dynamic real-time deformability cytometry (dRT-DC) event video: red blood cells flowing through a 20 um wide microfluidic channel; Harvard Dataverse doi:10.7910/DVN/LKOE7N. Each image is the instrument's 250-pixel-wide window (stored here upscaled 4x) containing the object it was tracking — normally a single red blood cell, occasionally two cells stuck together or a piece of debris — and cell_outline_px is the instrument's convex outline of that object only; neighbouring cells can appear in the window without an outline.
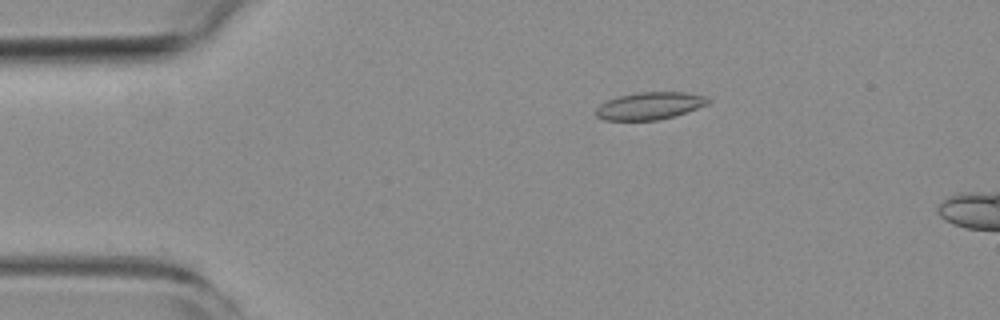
{"species": "common noctule bat (a hibernating species)", "species_latin": "Nyctalus noctula", "temperature_condition": "room temperature", "stored_images_in_passage": 16, "camera_frame_rate_fps": 3000, "um_per_image_px": 0.085, "animal": {"sex": "female", "body_mass_g": 19.3, "forearm_length_mm": 54.1}, "frame": {"image": 1, "passage_image": 10, "time_ms": 3.0, "image_size_px": [1000, 320], "cell_outline_px": [[712, 100], [708, 104], [676, 116], [656, 120], [604, 120], [596, 116], [596, 108], [600, 104], [608, 100], [620, 96], [640, 92], [684, 92], [704, 96]], "centroid_in_image_um": [55.24, 9.0], "position_along_channel_um": 29.8, "area_um2": 17.8}}